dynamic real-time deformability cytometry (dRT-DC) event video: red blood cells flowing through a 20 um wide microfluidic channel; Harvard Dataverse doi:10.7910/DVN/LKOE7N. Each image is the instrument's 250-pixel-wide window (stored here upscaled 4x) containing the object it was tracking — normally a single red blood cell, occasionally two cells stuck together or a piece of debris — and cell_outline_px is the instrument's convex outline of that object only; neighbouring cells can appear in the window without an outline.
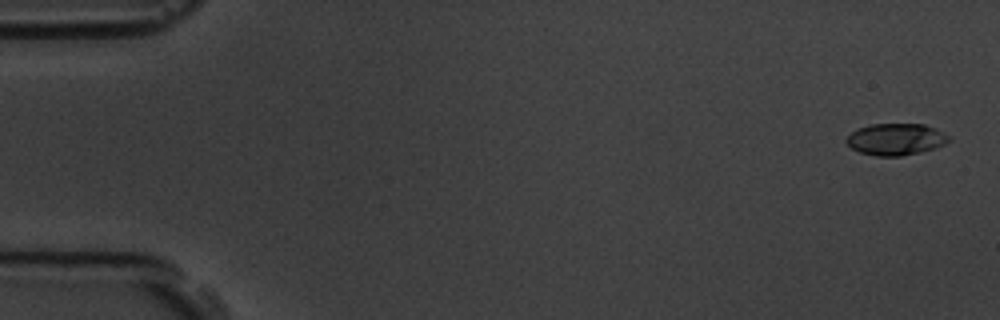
{"species": "common noctule bat (a hibernating species)", "species_latin": "Nyctalus noctula", "temperature_condition": "room temperature", "stored_images_in_passage": 57, "camera_frame_rate_fps": 3000, "um_per_image_px": 0.085, "animal": {"sex": "male", "body_mass_g": 19.5, "forearm_length_mm": 54.6}, "frame": {"image": 1, "passage_image": 2, "time_ms": 0.333, "image_size_px": [1000, 320], "cell_outline_px": [[952, 140], [936, 148], [920, 152], [900, 156], [876, 156], [860, 152], [852, 148], [844, 140], [856, 128], [872, 124], [924, 124], [948, 136]], "centroid_in_image_um": [76.12, 11.84], "position_along_channel_um": 8.9, "area_um2": 18.79}}
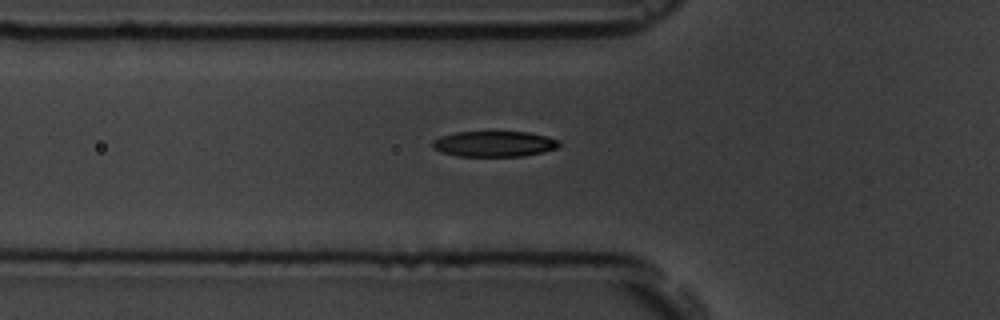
{"frame": {"image": 2, "passage_image": 20, "time_ms": 6.333, "image_size_px": [1000, 320], "cell_outline_px": [[560, 144], [556, 148], [524, 156], [456, 156], [440, 152], [432, 148], [432, 140], [440, 136], [456, 132], [528, 132], [560, 140]], "centroid_in_image_um": [41.95, 12.23], "position_along_channel_um": 83.9, "area_um2": 18.9}}
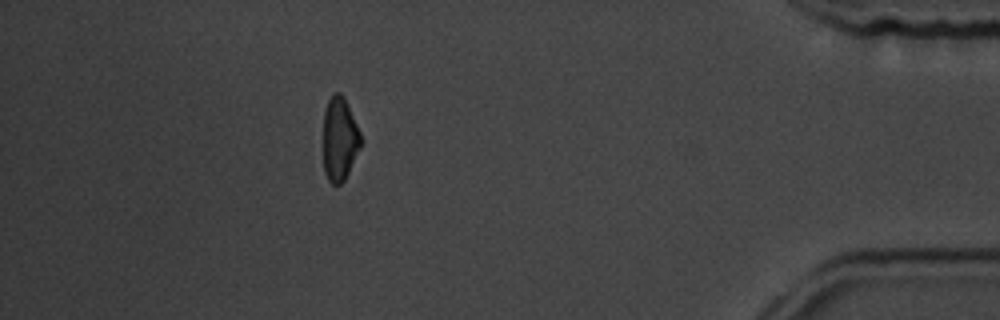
{"frame": {"image": 3, "passage_image": 51, "time_ms": 16.667, "image_size_px": [1000, 320], "cell_outline_px": [[360, 148], [344, 180], [340, 184], [332, 184], [328, 180], [324, 172], [324, 112], [328, 100], [332, 92], [340, 92], [344, 96], [360, 132]], "centroid_in_image_um": [28.85, 11.79], "position_along_channel_um": 406.3, "area_um2": 18.15}, "authors_computed_cell_mechanics": {"area_um2": 19.3052, "velocity_mm_per_s": 3.6074, "shape_relaxation_time_tau1_ms": 3.3237, "shape_relaxation_time_tau2_ms": 2.9743, "deformation_change_tau1": 0.1468, "deformation_change_tau2": 0.0798}}